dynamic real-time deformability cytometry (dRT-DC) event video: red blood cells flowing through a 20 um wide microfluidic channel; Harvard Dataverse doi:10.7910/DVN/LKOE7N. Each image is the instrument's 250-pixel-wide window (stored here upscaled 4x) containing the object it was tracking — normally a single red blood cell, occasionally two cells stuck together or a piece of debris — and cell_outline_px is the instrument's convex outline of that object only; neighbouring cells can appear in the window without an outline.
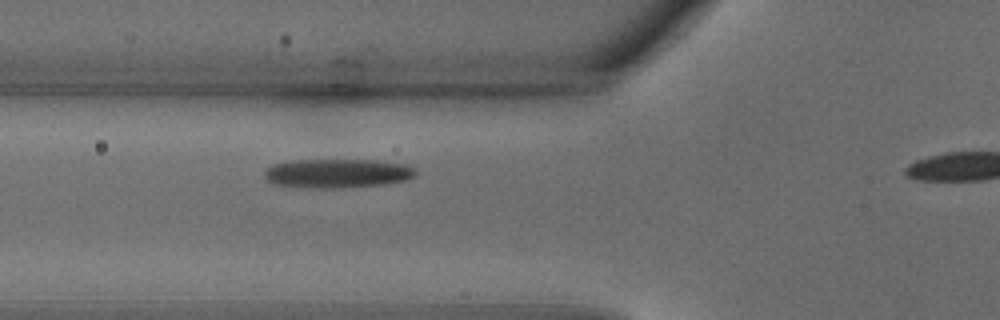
{"species": "common noctule bat (a hibernating species)", "species_latin": "Nyctalus noctula", "temperature_condition": "warm", "stored_images_in_passage": 6, "camera_frame_rate_fps": 3000, "um_per_image_px": 0.085, "animal": {"sex": "male", "body_mass_g": 18.8}, "frame": {"image": 1, "passage_image": 5, "time_ms": 1.333, "image_size_px": [1000, 320], "cell_outline_px": [[416, 176], [408, 180], [384, 184], [344, 188], [304, 188], [272, 184], [264, 176], [264, 172], [272, 164], [292, 160], [376, 160], [404, 164], [416, 168]], "centroid_in_image_um": [28.68, 14.74], "position_along_channel_um": 97.1, "area_um2": 25.95}}